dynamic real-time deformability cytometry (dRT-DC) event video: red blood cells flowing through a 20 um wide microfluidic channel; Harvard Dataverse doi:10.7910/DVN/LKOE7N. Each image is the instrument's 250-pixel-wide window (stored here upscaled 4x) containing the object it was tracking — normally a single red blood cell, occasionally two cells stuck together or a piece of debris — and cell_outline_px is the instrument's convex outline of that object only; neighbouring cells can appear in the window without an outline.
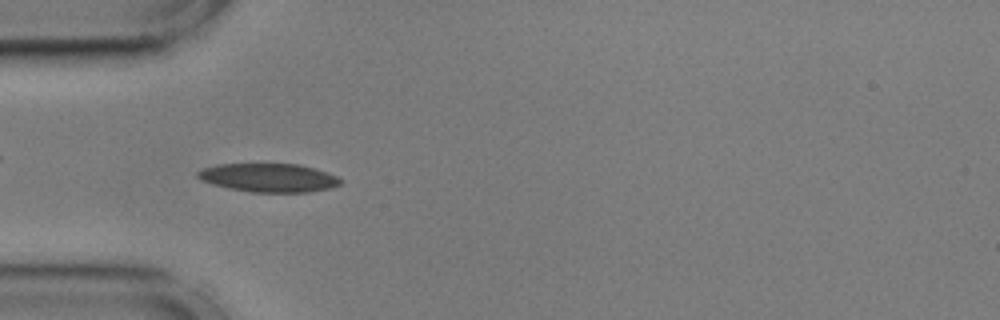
{"species": "common noctule bat (a hibernating species)", "species_latin": "Nyctalus noctula", "temperature_condition": "cold", "stored_images_in_passage": 54, "camera_frame_rate_fps": 3000, "um_per_image_px": 0.085, "animal": {"sex": "male", "body_mass_g": 17.9, "forearm_length_mm": 54.2}, "frame": {"image": 1, "passage_image": 16, "time_ms": 5.0, "image_size_px": [1000, 320], "cell_outline_px": [[344, 180], [340, 184], [332, 188], [308, 192], [252, 192], [228, 188], [212, 184], [200, 180], [196, 176], [196, 172], [204, 168], [216, 164], [300, 164], [336, 176]], "centroid_in_image_um": [22.82, 15.11], "position_along_channel_um": 62.2, "area_um2": 23.76}}
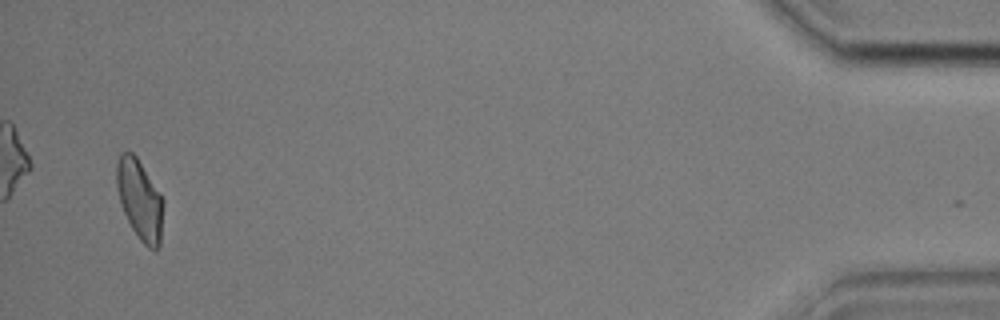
{"frame": {"image": 2, "passage_image": 53, "time_ms": 17.333, "image_size_px": [1000, 320], "cell_outline_px": [[164, 200], [160, 248], [156, 252], [148, 248], [140, 240], [132, 228], [120, 204], [116, 184], [116, 164], [120, 152], [132, 152], [136, 156]], "centroid_in_image_um": [11.89, 17.01], "position_along_channel_um": 423.3, "area_um2": 21.91}, "authors_computed_cell_mechanics": {"area_um2": 22.2241, "velocity_mm_per_s": 3.5997, "shape_relaxation_time_tau1_ms": 3.8629, "shape_relaxation_time_tau2_ms": 3.2045, "deformation_change_tau1": 0.1288, "deformation_change_tau2": 0.0814}}